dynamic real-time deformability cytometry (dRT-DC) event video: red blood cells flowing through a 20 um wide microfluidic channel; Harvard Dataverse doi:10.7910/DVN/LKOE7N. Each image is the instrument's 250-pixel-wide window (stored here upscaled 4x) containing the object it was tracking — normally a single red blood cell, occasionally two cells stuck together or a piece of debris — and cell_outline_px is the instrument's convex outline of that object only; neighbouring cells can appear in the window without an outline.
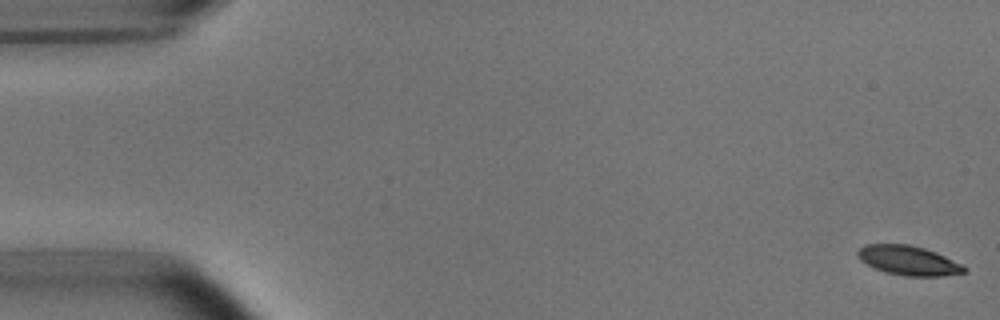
{"species": "common noctule bat (a hibernating species)", "species_latin": "Nyctalus noctula", "temperature_condition": "room temperature", "stored_images_in_passage": 53, "camera_frame_rate_fps": 3000, "um_per_image_px": 0.085, "animal": {"sex": "male", "body_mass_g": 15.6}, "frame": {"image": 1, "passage_image": 1, "time_ms": 0.0, "image_size_px": [1000, 320], "cell_outline_px": [[968, 272], [940, 276], [904, 276], [884, 272], [860, 260], [856, 256], [856, 252], [864, 244], [908, 244], [924, 248], [936, 252], [968, 268]], "centroid_in_image_um": [77.2, 22.14], "position_along_channel_um": 7.8, "area_um2": 18.26}}
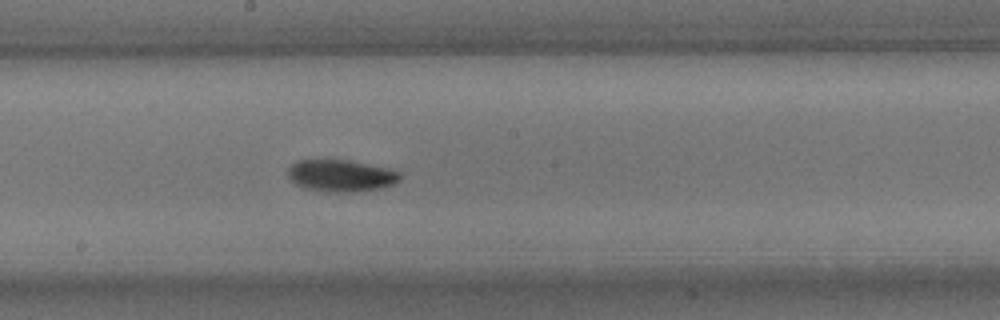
{"frame": {"image": 2, "passage_image": 29, "time_ms": 9.333, "image_size_px": [1000, 320], "cell_outline_px": [[400, 180], [392, 184], [380, 188], [352, 192], [328, 192], [308, 188], [296, 184], [288, 176], [288, 168], [296, 160], [348, 160], [392, 168], [400, 172]], "centroid_in_image_um": [29.01, 14.92], "position_along_channel_um": 219.2, "area_um2": 20.81}}
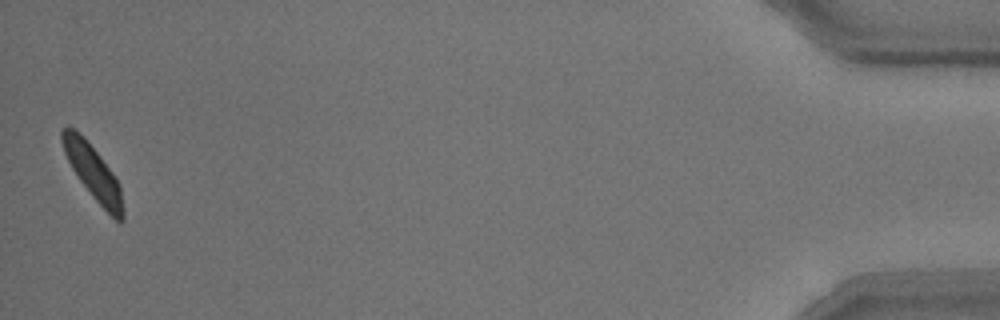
{"frame": {"image": 3, "passage_image": 53, "time_ms": 17.333, "image_size_px": [1000, 320], "cell_outline_px": [[124, 220], [120, 224], [92, 196], [80, 180], [72, 168], [64, 152], [60, 140], [60, 132], [68, 124], [84, 136], [100, 156], [112, 172], [120, 184], [124, 208]], "centroid_in_image_um": [7.91, 14.63], "position_along_channel_um": 427.3, "area_um2": 19.25}, "authors_computed_cell_mechanics": {"area_um2": 19.3052, "velocity_mm_per_s": 3.7371, "shape_relaxation_time_tau1_ms": 2.6908, "shape_relaxation_time_tau2_ms": 3.7998, "deformation_change_tau1": 0.0959, "deformation_change_tau2": 0.083}}